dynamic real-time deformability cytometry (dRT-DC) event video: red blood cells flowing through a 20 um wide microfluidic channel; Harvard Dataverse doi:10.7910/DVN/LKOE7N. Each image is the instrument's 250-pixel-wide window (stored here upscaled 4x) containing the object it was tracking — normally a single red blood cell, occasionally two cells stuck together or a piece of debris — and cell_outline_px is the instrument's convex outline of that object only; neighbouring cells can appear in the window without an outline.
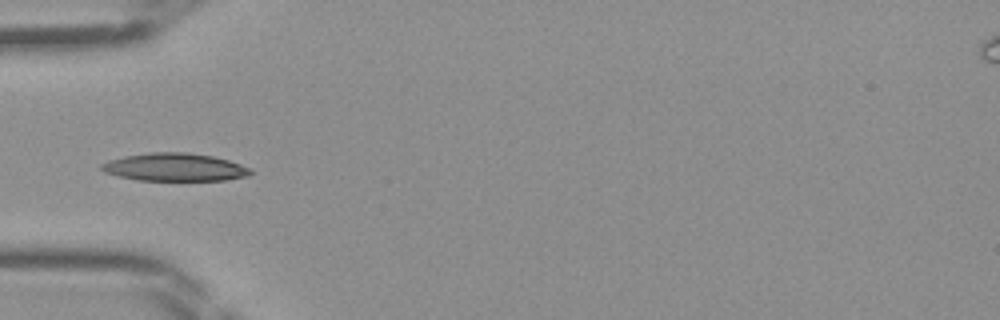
{"species": "Egyptian fruit bat (a non-hibernating species)", "species_latin": "Rousettus aegyptiacus", "temperature_condition": "room temperature", "stored_images_in_passage": 32, "camera_frame_rate_fps": 3000, "um_per_image_px": 0.085, "frame": {"image": 1, "passage_image": 1, "time_ms": 0.0, "image_size_px": [1000, 320], "cell_outline_px": [[252, 172], [248, 176], [224, 180], [136, 180], [104, 172], [100, 168], [100, 164], [108, 160], [124, 156], [148, 152], [188, 152], [212, 156], [228, 160], [252, 168]], "centroid_in_image_um": [14.84, 14.2], "position_along_channel_um": 70.2, "area_um2": 24.28}}
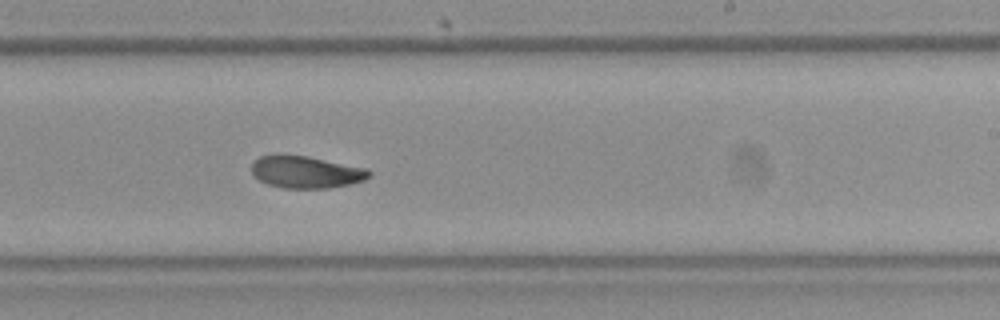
{"frame": {"image": 2, "passage_image": 14, "time_ms": 4.333, "image_size_px": [1000, 320], "cell_outline_px": [[372, 176], [364, 180], [352, 184], [328, 188], [284, 188], [268, 184], [260, 180], [252, 172], [252, 160], [260, 156], [276, 152], [280, 152], [308, 156], [368, 168], [372, 172]], "centroid_in_image_um": [26.01, 14.59], "position_along_channel_um": 263.0, "area_um2": 22.66}}
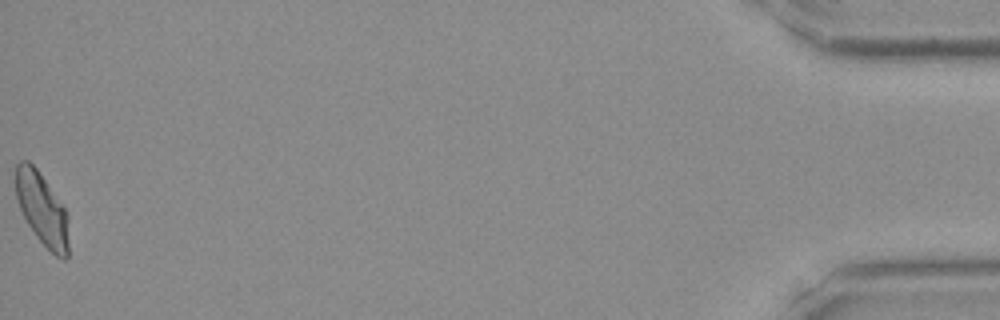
{"frame": {"image": 3, "passage_image": 32, "time_ms": 10.333, "image_size_px": [1000, 320], "cell_outline_px": [[68, 256], [64, 260], [56, 256], [36, 236], [28, 224], [20, 208], [16, 196], [16, 164], [20, 160], [28, 160], [36, 168], [64, 208], [68, 216]], "centroid_in_image_um": [3.57, 17.78], "position_along_channel_um": 431.6, "area_um2": 21.96}}